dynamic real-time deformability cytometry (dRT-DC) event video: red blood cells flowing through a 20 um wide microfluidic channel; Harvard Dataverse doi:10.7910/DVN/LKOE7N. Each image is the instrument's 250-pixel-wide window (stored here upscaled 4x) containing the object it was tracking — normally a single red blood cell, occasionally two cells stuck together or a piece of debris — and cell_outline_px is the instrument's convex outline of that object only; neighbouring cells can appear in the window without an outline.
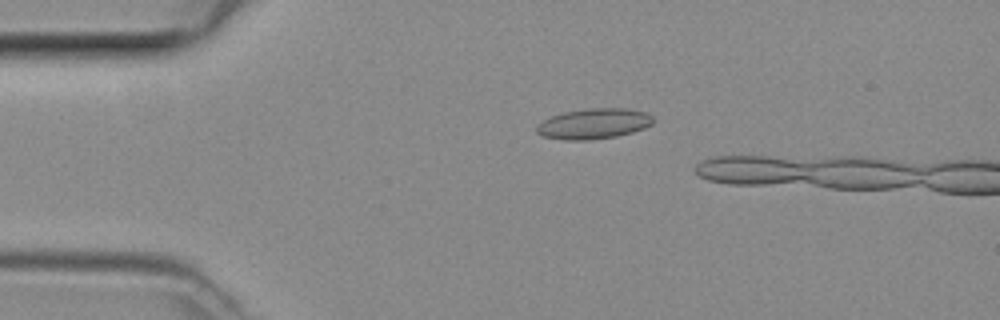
{"species": "common noctule bat (a hibernating species)", "species_latin": "Nyctalus noctula", "temperature_condition": "room temperature", "stored_images_in_passage": 5, "camera_frame_rate_fps": 3000, "um_per_image_px": 0.085, "animal": {"sex": "female", "body_mass_g": 29.2, "forearm_length_mm": 56.3}, "frame": {"image": 1, "passage_image": 1, "time_ms": 0.0, "image_size_px": [1000, 320], "cell_outline_px": [[652, 124], [644, 128], [632, 132], [616, 136], [588, 140], [564, 140], [544, 136], [536, 132], [536, 124], [552, 116], [564, 112], [588, 108], [624, 108], [644, 112], [652, 116]], "centroid_in_image_um": [50.44, 10.51], "position_along_channel_um": 34.6, "area_um2": 20.52}}